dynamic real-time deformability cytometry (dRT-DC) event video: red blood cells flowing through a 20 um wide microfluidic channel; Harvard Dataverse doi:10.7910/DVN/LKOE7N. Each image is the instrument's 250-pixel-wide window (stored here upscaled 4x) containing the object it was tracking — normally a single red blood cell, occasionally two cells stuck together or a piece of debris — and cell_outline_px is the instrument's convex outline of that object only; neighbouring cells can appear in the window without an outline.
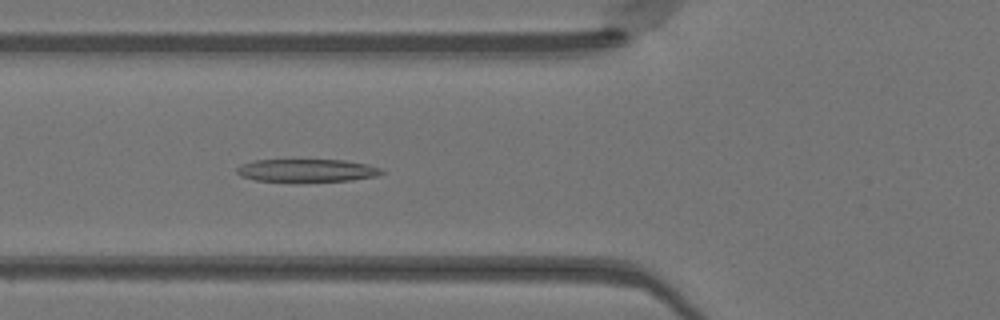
{"species": "Egyptian fruit bat (a non-hibernating species)", "species_latin": "Rousettus aegyptiacus", "temperature_condition": "warm", "stored_images_in_passage": 49, "camera_frame_rate_fps": 3000, "um_per_image_px": 0.085, "animal": {"sex": "female"}, "frame": {"image": 1, "passage_image": 18, "time_ms": 5.667, "image_size_px": [1000, 320], "cell_outline_px": [[384, 172], [376, 176], [352, 180], [296, 184], [256, 180], [240, 176], [236, 172], [236, 168], [240, 164], [256, 160], [344, 160], [368, 164], [380, 168]], "centroid_in_image_um": [26.04, 14.53], "position_along_channel_um": 99.8, "area_um2": 20.11}}
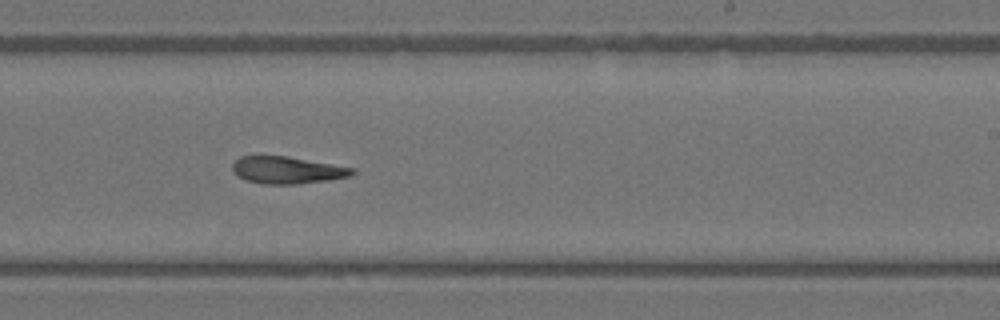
{"frame": {"image": 2, "passage_image": 30, "time_ms": 9.667, "image_size_px": [1000, 320], "cell_outline_px": [[356, 172], [348, 176], [328, 180], [300, 184], [260, 184], [244, 180], [236, 176], [232, 168], [232, 164], [240, 156], [288, 156], [356, 168]], "centroid_in_image_um": [24.39, 14.46], "position_along_channel_um": 264.6, "area_um2": 19.13}}
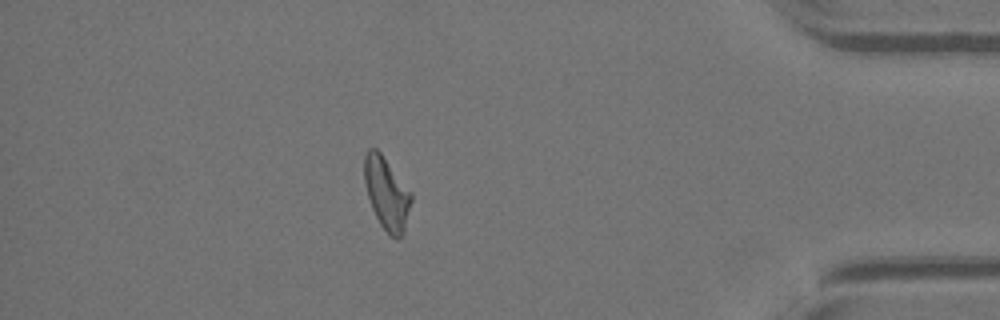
{"frame": {"image": 3, "passage_image": 43, "time_ms": 14.0, "image_size_px": [1000, 320], "cell_outline_px": [[412, 200], [404, 232], [396, 240], [388, 236], [380, 224], [372, 208], [364, 184], [364, 156], [368, 148], [376, 148], [380, 152], [412, 192]], "centroid_in_image_um": [32.87, 16.45], "position_along_channel_um": 402.3, "area_um2": 19.94}, "authors_computed_cell_mechanics": {"area_um2": 20.1144, "velocity_mm_per_s": 4.1208, "shape_relaxation_time_tau1_ms": null, "shape_relaxation_time_tau2_ms": 6.8976, "deformation_change_tau1": null, "deformation_change_tau2": 0.1872}}